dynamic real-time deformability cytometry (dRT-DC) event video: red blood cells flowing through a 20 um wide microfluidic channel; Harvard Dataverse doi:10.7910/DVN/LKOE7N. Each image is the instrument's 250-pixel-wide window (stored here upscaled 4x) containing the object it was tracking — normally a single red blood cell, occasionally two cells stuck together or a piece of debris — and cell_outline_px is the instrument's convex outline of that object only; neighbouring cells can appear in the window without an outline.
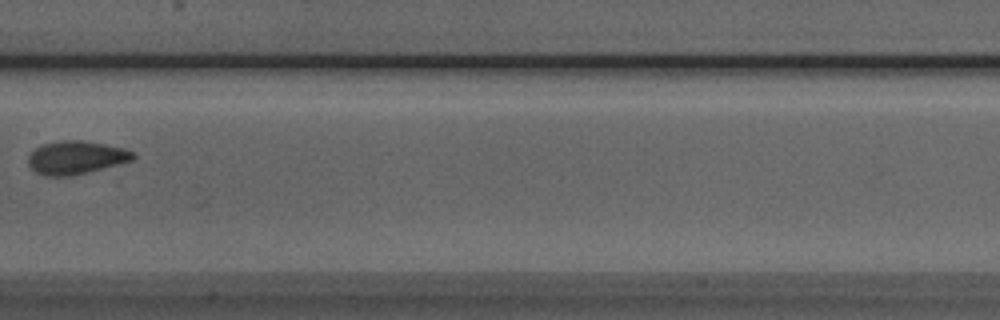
{"species": "Egyptian fruit bat (a non-hibernating species)", "species_latin": "Rousettus aegyptiacus", "temperature_condition": "room temperature", "stored_images_in_passage": 6, "camera_frame_rate_fps": 3000, "um_per_image_px": 0.085, "animal": {"sex": "male"}, "frame": {"image": 1, "passage_image": 6, "time_ms": 6.667, "image_size_px": [1000, 320], "cell_outline_px": [[136, 156], [132, 160], [88, 172], [68, 176], [44, 176], [36, 172], [28, 164], [28, 156], [40, 144], [60, 140], [84, 140], [124, 148], [136, 152]], "centroid_in_image_um": [6.45, 13.38], "position_along_channel_um": 200.9, "area_um2": 20.35}}